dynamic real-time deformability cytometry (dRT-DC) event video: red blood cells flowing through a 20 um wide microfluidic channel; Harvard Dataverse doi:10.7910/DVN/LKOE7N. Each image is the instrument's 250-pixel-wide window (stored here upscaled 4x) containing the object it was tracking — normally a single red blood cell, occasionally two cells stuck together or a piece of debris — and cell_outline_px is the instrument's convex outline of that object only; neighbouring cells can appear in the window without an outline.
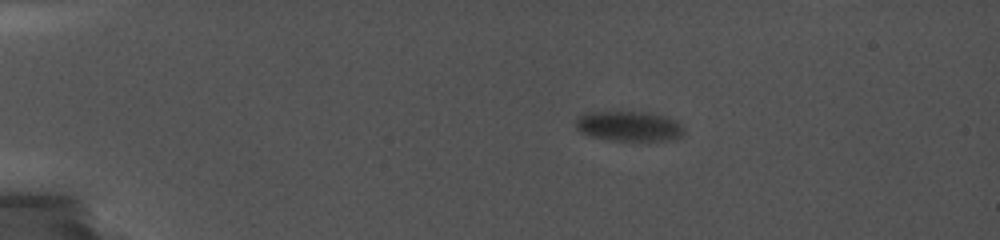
{"species": "common noctule bat (a hibernating species)", "species_latin": "Nyctalus noctula", "temperature_condition": "cold", "stored_images_in_passage": 14, "camera_frame_rate_fps": 5000, "um_per_image_px": 0.085, "animal": {"sex": "female", "body_mass_g": 19.0, "forearm_length_mm": 56.7}, "frame": {"image": 1, "passage_image": 7, "time_ms": 4.6, "image_size_px": [1000, 240], "cell_outline_px": [[684, 136], [676, 140], [612, 140], [592, 136], [580, 132], [576, 128], [576, 116], [584, 112], [648, 112], [664, 116], [676, 120], [684, 128]], "centroid_in_image_um": [53.48, 10.72], "position_along_channel_um": 31.5, "area_um2": 19.07}}